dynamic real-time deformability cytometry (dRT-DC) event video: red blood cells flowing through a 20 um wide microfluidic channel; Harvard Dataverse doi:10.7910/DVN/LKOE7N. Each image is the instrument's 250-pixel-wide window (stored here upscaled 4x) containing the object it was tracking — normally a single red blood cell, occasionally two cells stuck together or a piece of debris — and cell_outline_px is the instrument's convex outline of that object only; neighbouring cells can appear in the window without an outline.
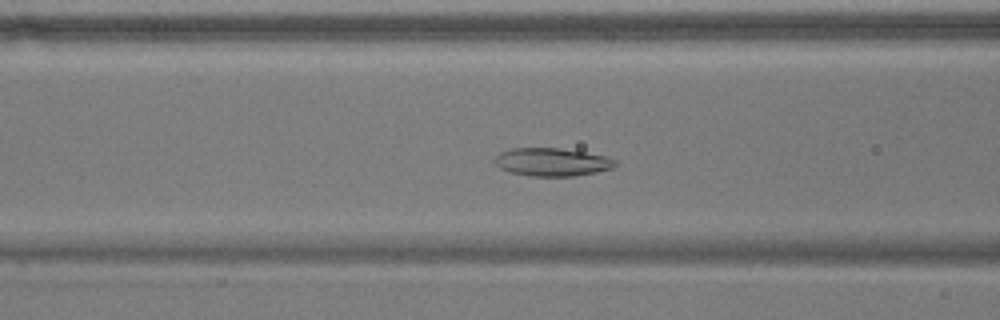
{"species": "common noctule bat (a hibernating species)", "species_latin": "Nyctalus noctula", "temperature_condition": "warm", "stored_images_in_passage": 56, "camera_frame_rate_fps": 3000, "um_per_image_px": 0.085, "animal": {"sex": "male", "body_mass_g": 17.9}, "frame": {"image": 1, "passage_image": 22, "time_ms": 7.0, "image_size_px": [1000, 320], "cell_outline_px": [[616, 164], [612, 168], [596, 172], [576, 176], [532, 176], [512, 172], [500, 168], [492, 160], [500, 152], [512, 148], [560, 148], [608, 156], [616, 160]], "centroid_in_image_um": [46.93, 13.77], "position_along_channel_um": 119.7, "area_um2": 19.71}}
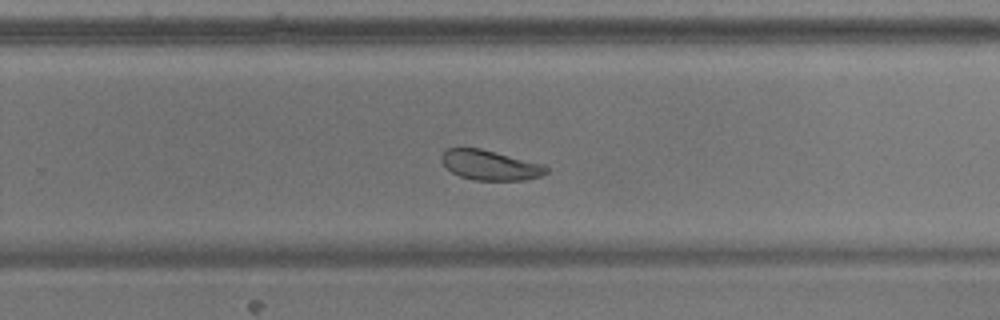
{"frame": {"image": 2, "passage_image": 36, "time_ms": 11.667, "image_size_px": [1000, 320], "cell_outline_px": [[548, 172], [540, 176], [524, 180], [472, 180], [460, 176], [452, 172], [440, 160], [440, 156], [448, 148], [480, 148], [544, 164], [548, 168]], "centroid_in_image_um": [41.66, 14.04], "position_along_channel_um": 288.1, "area_um2": 18.21}}
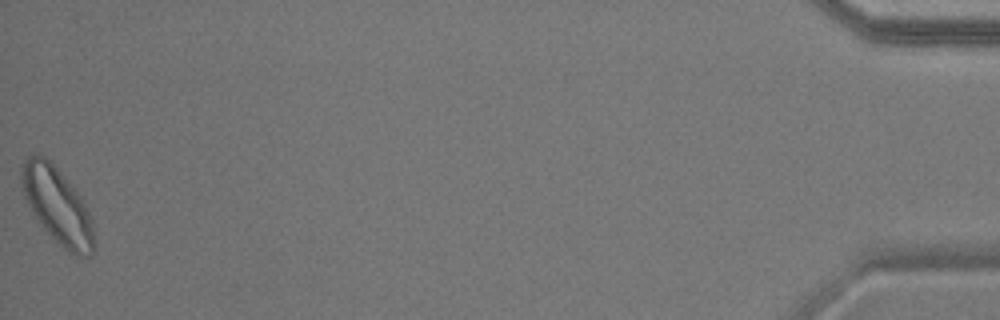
{"frame": {"image": 3, "passage_image": 56, "time_ms": 18.333, "image_size_px": [1000, 320], "cell_outline_px": [[92, 256], [76, 256], [68, 252], [36, 220], [24, 196], [20, 184], [20, 164], [32, 152], [36, 152], [44, 156], [60, 172], [80, 196], [88, 212], [92, 224]], "centroid_in_image_um": [4.79, 17.42], "position_along_channel_um": 430.4, "area_um2": 31.73}, "authors_computed_cell_mechanics": {"area_um2": 22.9466, "velocity_mm_per_s": 3.6224, "shape_relaxation_time_tau1_ms": 3.8245, "shape_relaxation_time_tau2_ms": 4.3661, "deformation_change_tau1": 0.0763, "deformation_change_tau2": 0.0963}}